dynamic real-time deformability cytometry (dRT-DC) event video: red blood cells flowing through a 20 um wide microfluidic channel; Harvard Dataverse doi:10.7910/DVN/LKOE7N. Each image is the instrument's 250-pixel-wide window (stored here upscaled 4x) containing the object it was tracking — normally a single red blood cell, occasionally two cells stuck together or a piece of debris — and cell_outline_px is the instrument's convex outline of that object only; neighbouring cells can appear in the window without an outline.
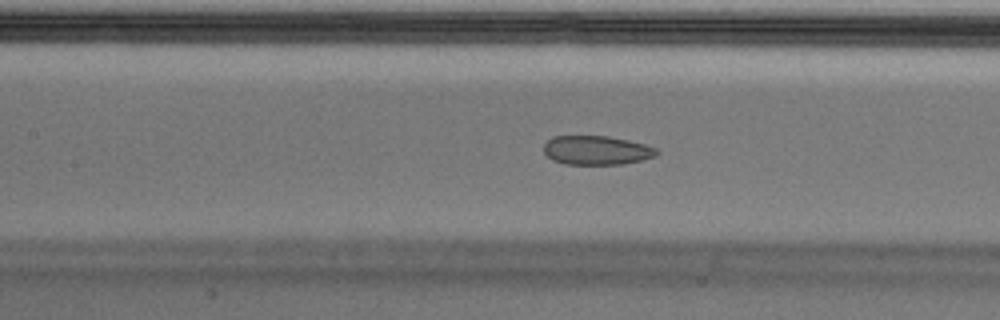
{"species": "Egyptian fruit bat (a non-hibernating species)", "species_latin": "Rousettus aegyptiacus", "temperature_condition": "cold", "stored_images_in_passage": 45, "camera_frame_rate_fps": 3000, "um_per_image_px": 0.085, "animal": {"sex": "male"}, "frame": {"image": 1, "passage_image": 14, "time_ms": 4.333, "image_size_px": [1000, 320], "cell_outline_px": [[660, 152], [656, 156], [624, 164], [564, 164], [552, 160], [544, 152], [544, 144], [552, 136], [608, 136], [628, 140], [644, 144], [656, 148]], "centroid_in_image_um": [50.7, 12.77], "position_along_channel_um": 156.7, "area_um2": 19.13}, "authors_computed_cell_mechanics": {"area_um2": 21.9062, "velocity_mm_per_s": 3.6529, "shape_relaxation_time_tau1_ms": null, "shape_relaxation_time_tau2_ms": 1.4078, "deformation_change_tau1": null, "deformation_change_tau2": 0.0596}}